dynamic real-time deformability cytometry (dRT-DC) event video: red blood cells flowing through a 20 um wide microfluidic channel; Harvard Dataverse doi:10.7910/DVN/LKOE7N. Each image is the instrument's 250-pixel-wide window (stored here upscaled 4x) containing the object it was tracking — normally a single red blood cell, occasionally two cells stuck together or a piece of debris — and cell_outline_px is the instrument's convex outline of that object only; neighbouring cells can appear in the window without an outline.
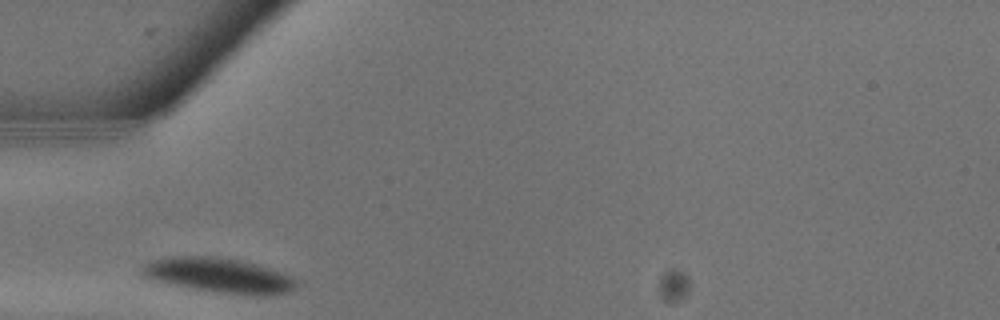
{"species": "common noctule bat (a hibernating species)", "species_latin": "Nyctalus noctula", "temperature_condition": "warm", "stored_images_in_passage": 4, "camera_frame_rate_fps": 3000, "um_per_image_px": 0.085, "animal": {"sex": "male", "body_mass_g": 13.3}, "frame": {"image": 1, "passage_image": 1, "time_ms": 0.0, "image_size_px": [1000, 320], "cell_outline_px": [[296, 284], [288, 292], [264, 296], [220, 292], [176, 284], [144, 276], [140, 272], [140, 264], [152, 260], [176, 256], [216, 256], [240, 260], [268, 268], [292, 276], [296, 280]], "centroid_in_image_um": [18.61, 23.38], "position_along_channel_um": 66.4, "area_um2": 30.52}}
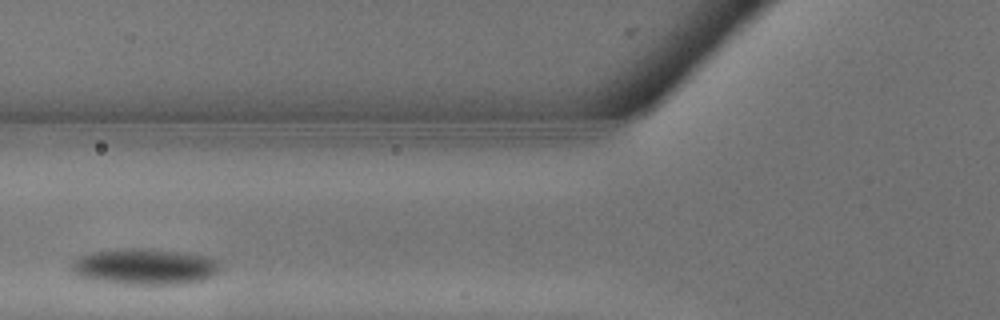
{"frame": {"image": 2, "passage_image": 3, "time_ms": 0.667, "image_size_px": [1000, 320], "cell_outline_px": [[220, 268], [216, 272], [204, 280], [184, 284], [124, 284], [88, 280], [80, 276], [72, 268], [72, 264], [80, 256], [92, 252], [128, 248], [152, 248], [184, 252], [208, 256], [220, 260]], "centroid_in_image_um": [12.36, 22.66], "position_along_channel_um": 113.4, "area_um2": 31.44}}